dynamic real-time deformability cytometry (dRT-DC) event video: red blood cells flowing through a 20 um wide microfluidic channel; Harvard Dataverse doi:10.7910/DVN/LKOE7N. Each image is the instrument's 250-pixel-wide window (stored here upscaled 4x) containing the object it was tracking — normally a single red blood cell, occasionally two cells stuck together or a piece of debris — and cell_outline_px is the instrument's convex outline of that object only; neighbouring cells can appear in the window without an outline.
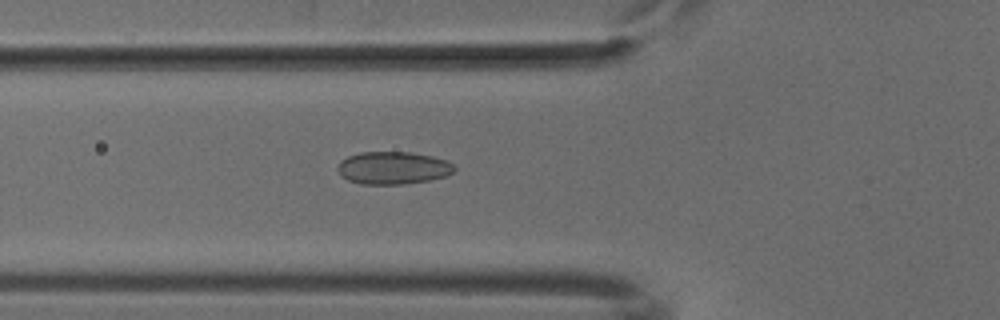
{"species": "common noctule bat (a hibernating species)", "species_latin": "Nyctalus noctula", "temperature_condition": "cold", "stored_images_in_passage": 44, "camera_frame_rate_fps": 3000, "um_per_image_px": 0.085, "animal": {"sex": "male", "body_mass_g": 18.8}, "frame": {"image": 1, "passage_image": 11, "time_ms": 3.333, "image_size_px": [1000, 320], "cell_outline_px": [[456, 168], [448, 176], [428, 180], [404, 184], [360, 184], [348, 180], [340, 176], [336, 168], [340, 160], [348, 156], [360, 152], [412, 152], [432, 156], [444, 160], [452, 164]], "centroid_in_image_um": [33.37, 14.27], "position_along_channel_um": 92.4, "area_um2": 22.31}}
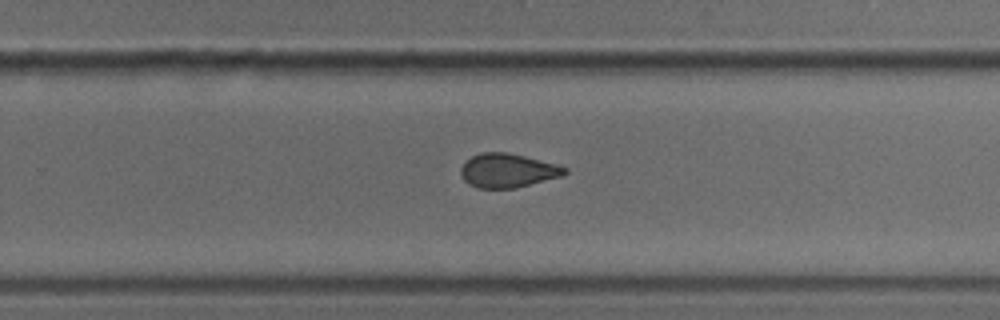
{"frame": {"image": 2, "passage_image": 26, "time_ms": 8.333, "image_size_px": [1000, 320], "cell_outline_px": [[568, 172], [564, 176], [516, 188], [476, 188], [468, 184], [464, 180], [460, 172], [460, 168], [472, 156], [484, 152], [508, 152], [556, 164], [568, 168]], "centroid_in_image_um": [43.18, 14.51], "position_along_channel_um": 286.6, "area_um2": 20.63}}
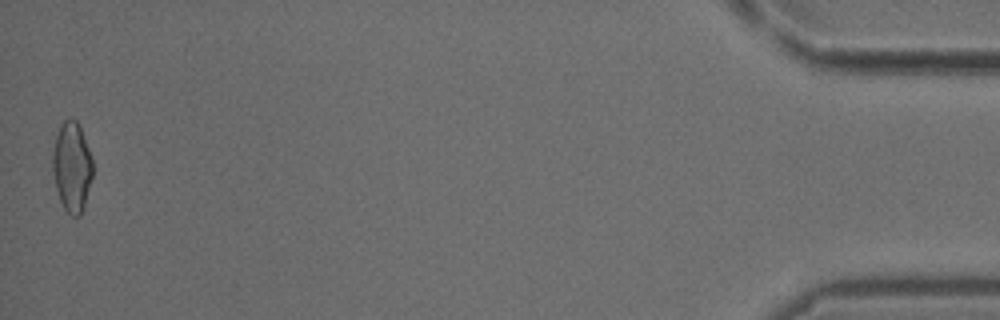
{"frame": {"image": 3, "passage_image": 44, "time_ms": 14.333, "image_size_px": [1000, 320], "cell_outline_px": [[92, 176], [84, 204], [80, 216], [72, 216], [64, 208], [60, 200], [56, 188], [52, 168], [52, 152], [56, 136], [60, 124], [64, 120], [76, 120], [80, 124], [92, 160]], "centroid_in_image_um": [6.1, 14.16], "position_along_channel_um": 429.1, "area_um2": 20.75}}